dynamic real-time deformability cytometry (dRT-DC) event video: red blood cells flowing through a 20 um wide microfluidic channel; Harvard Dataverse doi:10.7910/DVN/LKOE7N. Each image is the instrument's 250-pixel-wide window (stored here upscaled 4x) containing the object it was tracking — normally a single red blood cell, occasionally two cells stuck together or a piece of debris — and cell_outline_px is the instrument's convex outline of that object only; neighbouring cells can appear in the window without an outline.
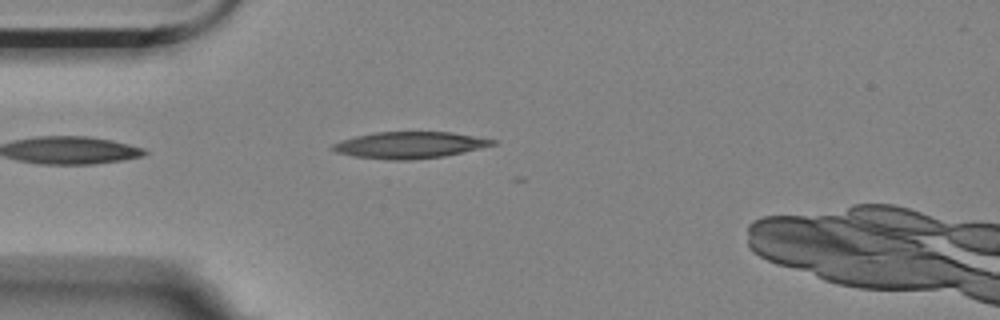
{"species": "Egyptian fruit bat (a non-hibernating species)", "species_latin": "Rousettus aegyptiacus", "temperature_condition": "room temperature", "stored_images_in_passage": 8, "segment_of_instrument_passage": [1, 2], "camera_frame_rate_fps": 3000, "um_per_image_px": 0.085, "animal": {"sex": "female"}, "frame": {"image": 1, "passage_image": 1, "time_ms": 0.0, "image_size_px": [1000, 320], "cell_outline_px": [[500, 144], [464, 152], [444, 156], [408, 160], [388, 160], [352, 156], [336, 152], [328, 148], [332, 144], [356, 136], [376, 132], [452, 132], [496, 140]], "centroid_in_image_um": [34.84, 12.33], "position_along_channel_um": 50.2, "area_um2": 24.85}}
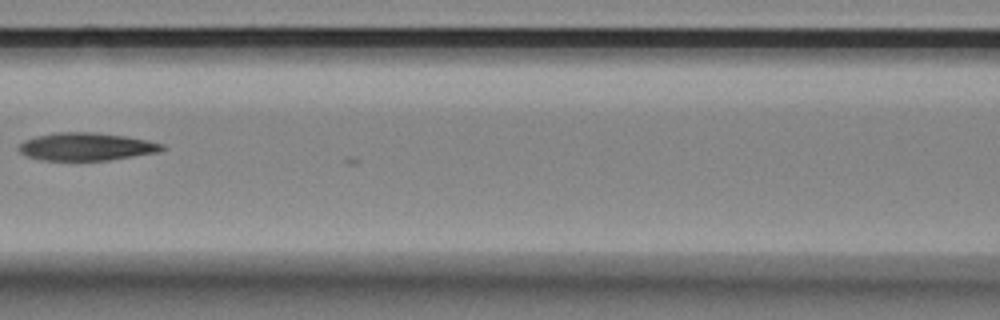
{"frame": {"image": 2, "passage_image": 4, "time_ms": 1.0, "image_size_px": [1000, 320], "cell_outline_px": [[168, 148], [160, 152], [108, 160], [40, 160], [28, 156], [20, 152], [20, 144], [24, 140], [36, 136], [56, 132], [92, 132], [128, 136], [148, 140], [164, 144]], "centroid_in_image_um": [7.4, 12.46], "position_along_channel_um": 159.2, "area_um2": 23.29}}
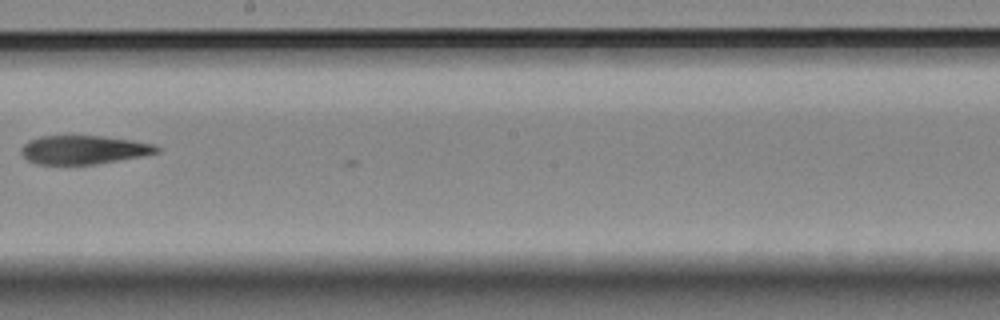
{"frame": {"image": 3, "passage_image": 6, "time_ms": 1.667, "image_size_px": [1000, 320], "cell_outline_px": [[160, 152], [140, 156], [96, 164], [36, 164], [28, 160], [20, 152], [20, 148], [28, 140], [40, 136], [100, 136], [132, 140], [156, 144], [160, 148]], "centroid_in_image_um": [7.1, 12.72], "position_along_channel_um": 241.1, "area_um2": 22.6}}